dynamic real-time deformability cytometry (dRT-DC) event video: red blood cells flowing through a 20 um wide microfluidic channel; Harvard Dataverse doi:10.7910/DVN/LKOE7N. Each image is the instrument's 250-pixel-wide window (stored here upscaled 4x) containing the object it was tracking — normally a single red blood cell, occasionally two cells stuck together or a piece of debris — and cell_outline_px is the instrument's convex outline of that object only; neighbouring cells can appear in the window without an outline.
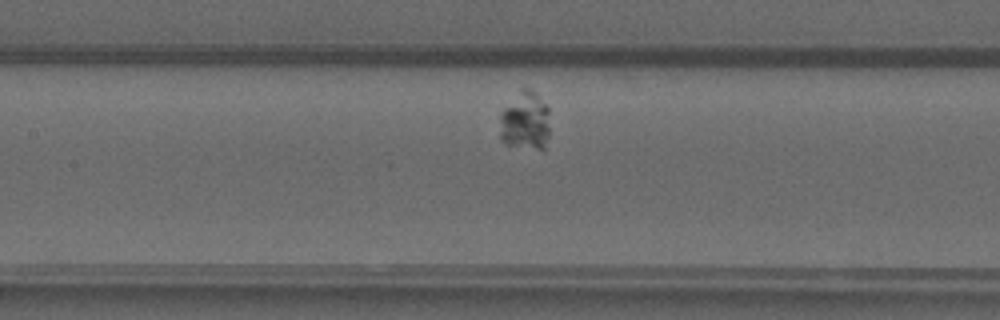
{"species": "common noctule bat (a hibernating species)", "species_latin": "Nyctalus noctula", "temperature_condition": "warm", "stored_images_in_passage": 41, "camera_frame_rate_fps": 3000, "um_per_image_px": 0.085, "animal": {"sex": "male", "forearm_length_mm": 52.5}, "frame": {"image": 1, "passage_image": 12, "time_ms": 3.667, "image_size_px": [1000, 320], "cell_outline_px": [[548, 136], [544, 148], [536, 148], [508, 144], [500, 140], [500, 112], [520, 88], [528, 88], [536, 92], [548, 108]], "centroid_in_image_um": [44.61, 10.23], "position_along_channel_um": 162.8, "area_um2": 16.99}}
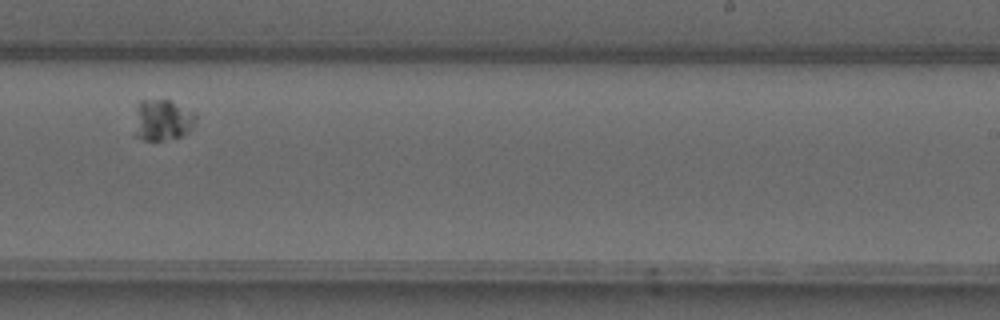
{"frame": {"image": 2, "passage_image": 21, "time_ms": 6.667, "image_size_px": [1000, 320], "cell_outline_px": [[196, 120], [192, 128], [188, 132], [180, 136], [160, 140], [144, 140], [132, 136], [136, 108], [140, 100], [168, 100], [196, 112]], "centroid_in_image_um": [13.76, 10.21], "position_along_channel_um": 275.2, "area_um2": 14.97}}
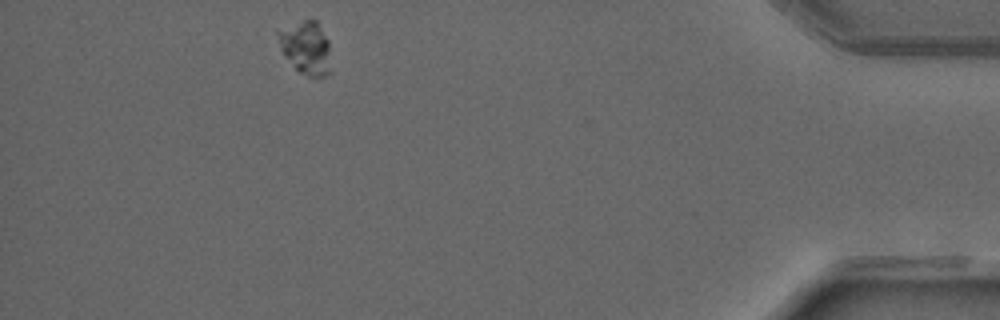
{"frame": {"image": 3, "passage_image": 36, "time_ms": 11.667, "image_size_px": [1000, 320], "cell_outline_px": [[332, 72], [324, 76], [308, 76], [300, 72], [284, 56], [276, 32], [304, 20], [316, 20], [328, 40]], "centroid_in_image_um": [26.05, 4.08], "position_along_channel_um": 409.2, "area_um2": 16.07}}